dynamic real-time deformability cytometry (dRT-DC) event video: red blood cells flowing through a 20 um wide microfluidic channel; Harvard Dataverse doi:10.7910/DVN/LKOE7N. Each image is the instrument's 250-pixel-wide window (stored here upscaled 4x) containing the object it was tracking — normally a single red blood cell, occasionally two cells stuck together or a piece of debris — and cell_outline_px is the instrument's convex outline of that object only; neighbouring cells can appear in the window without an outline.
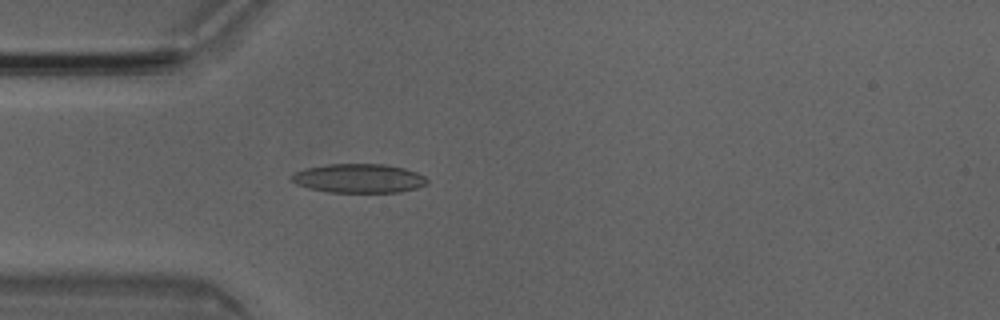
{"species": "Egyptian fruit bat (a non-hibernating species)", "species_latin": "Rousettus aegyptiacus", "temperature_condition": "room temperature", "stored_images_in_passage": 50, "camera_frame_rate_fps": 3000, "um_per_image_px": 0.085, "animal": {"sex": "male"}, "frame": {"image": 1, "passage_image": 14, "time_ms": 4.333, "image_size_px": [1000, 320], "cell_outline_px": [[428, 184], [416, 188], [400, 192], [328, 192], [308, 188], [296, 184], [288, 176], [304, 168], [328, 164], [384, 164], [404, 168], [416, 172], [424, 176], [428, 180]], "centroid_in_image_um": [30.48, 15.16], "position_along_channel_um": 54.5, "area_um2": 23.0}}
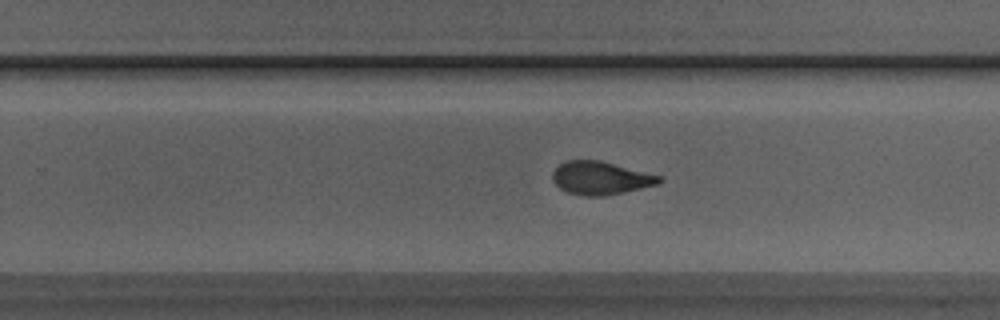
{"frame": {"image": 2, "passage_image": 31, "time_ms": 10.0, "image_size_px": [1000, 320], "cell_outline_px": [[664, 180], [660, 184], [624, 192], [604, 196], [584, 196], [568, 192], [560, 188], [552, 180], [552, 172], [564, 160], [600, 160], [660, 176]], "centroid_in_image_um": [51.04, 15.13], "position_along_channel_um": 278.8, "area_um2": 20.58}}
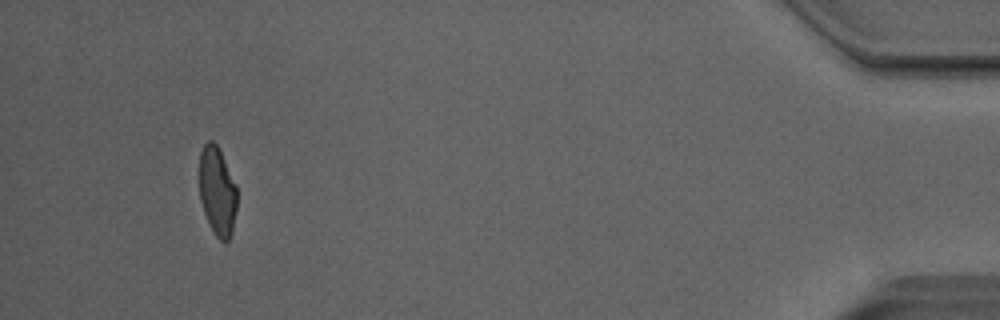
{"frame": {"image": 3, "passage_image": 47, "time_ms": 15.333, "image_size_px": [1000, 320], "cell_outline_px": [[236, 208], [232, 232], [228, 240], [224, 244], [216, 236], [204, 212], [200, 200], [200, 152], [204, 144], [208, 140], [212, 140], [216, 144], [236, 184]], "centroid_in_image_um": [18.47, 16.26], "position_along_channel_um": 416.7, "area_um2": 19.19}, "authors_computed_cell_mechanics": {"area_um2": 21.0681, "velocity_mm_per_s": 4.0435, "shape_relaxation_time_tau1_ms": 8.5559, "shape_relaxation_time_tau2_ms": 1.4939, "deformation_change_tau1": 0.2271, "deformation_change_tau2": 0.0848}}